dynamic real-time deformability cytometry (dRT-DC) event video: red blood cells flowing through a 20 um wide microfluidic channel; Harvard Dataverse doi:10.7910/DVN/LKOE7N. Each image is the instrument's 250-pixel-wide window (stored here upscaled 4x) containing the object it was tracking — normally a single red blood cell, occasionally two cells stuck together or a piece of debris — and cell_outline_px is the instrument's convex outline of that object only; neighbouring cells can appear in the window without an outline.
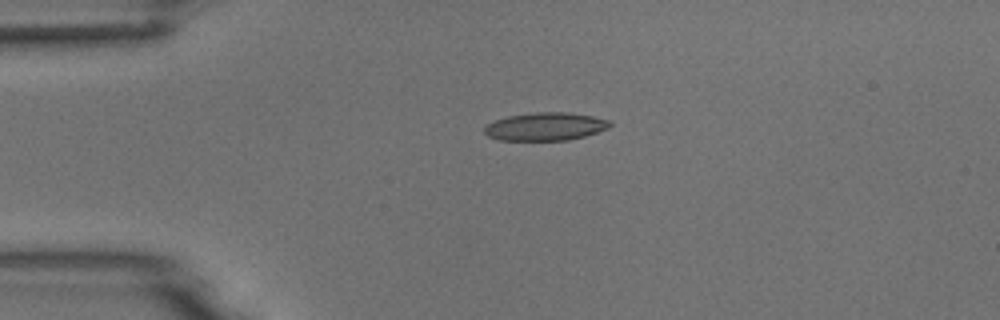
{"species": "common noctule bat (a hibernating species)", "species_latin": "Nyctalus noctula", "temperature_condition": "room temperature", "stored_images_in_passage": 2, "camera_frame_rate_fps": 3000, "um_per_image_px": 0.085, "animal": {"sex": "male", "body_mass_g": 18.8}, "frame": {"image": 1, "passage_image": 1, "time_ms": 0.0, "image_size_px": [1000, 320], "cell_outline_px": [[612, 124], [608, 128], [584, 136], [568, 140], [500, 140], [488, 136], [484, 132], [484, 128], [488, 124], [496, 120], [508, 116], [536, 112], [568, 112], [592, 116], [612, 120]], "centroid_in_image_um": [46.38, 10.75], "position_along_channel_um": 38.6, "area_um2": 20.4}}